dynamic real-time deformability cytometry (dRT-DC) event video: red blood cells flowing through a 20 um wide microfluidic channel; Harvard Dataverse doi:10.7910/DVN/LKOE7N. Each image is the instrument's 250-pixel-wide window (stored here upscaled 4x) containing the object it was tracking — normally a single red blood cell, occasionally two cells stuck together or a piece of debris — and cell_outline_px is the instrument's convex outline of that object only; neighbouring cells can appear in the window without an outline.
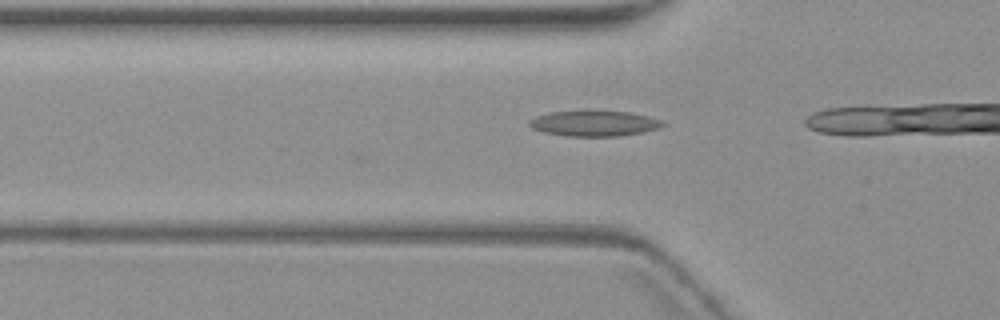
{"species": "common noctule bat (a hibernating species)", "species_latin": "Nyctalus noctula", "temperature_condition": "warm", "stored_images_in_passage": 4, "camera_frame_rate_fps": 3000, "um_per_image_px": 0.085, "animal": {"sex": "female", "body_mass_g": 19.3, "forearm_length_mm": 54.1}, "frame": {"image": 1, "passage_image": 3, "time_ms": 2.333, "image_size_px": [1000, 320], "cell_outline_px": [[664, 124], [656, 128], [644, 132], [620, 136], [568, 136], [544, 132], [532, 128], [528, 124], [528, 120], [536, 116], [552, 112], [580, 108], [596, 108], [632, 112], [648, 116], [660, 120]], "centroid_in_image_um": [50.46, 10.43], "position_along_channel_um": 75.3, "area_um2": 20.75}}